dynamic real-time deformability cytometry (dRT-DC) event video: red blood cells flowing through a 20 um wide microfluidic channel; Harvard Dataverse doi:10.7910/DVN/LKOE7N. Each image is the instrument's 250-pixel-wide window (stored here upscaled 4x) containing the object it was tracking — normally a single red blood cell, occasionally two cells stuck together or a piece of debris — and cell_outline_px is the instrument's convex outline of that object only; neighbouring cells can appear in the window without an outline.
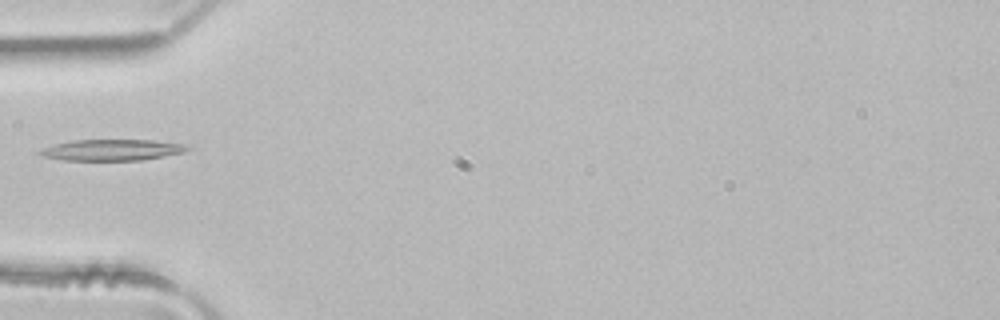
{"species": "common noctule bat (a hibernating species)", "species_latin": "Nyctalus noctula", "temperature_condition": "room temperature", "stored_images_in_passage": 2, "camera_frame_rate_fps": 3000, "um_per_image_px": 0.085, "animal": {"sex": "male", "body_mass_g": 21.5, "forearm_length_mm": 52.0}, "frame": {"image": 1, "passage_image": 2, "time_ms": 0.333, "image_size_px": [1000, 320], "cell_outline_px": [[192, 148], [184, 152], [164, 156], [140, 160], [64, 160], [44, 156], [36, 152], [52, 144], [76, 140], [152, 140], [184, 144]], "centroid_in_image_um": [9.53, 12.74], "position_along_channel_um": 75.5, "area_um2": 18.03}}